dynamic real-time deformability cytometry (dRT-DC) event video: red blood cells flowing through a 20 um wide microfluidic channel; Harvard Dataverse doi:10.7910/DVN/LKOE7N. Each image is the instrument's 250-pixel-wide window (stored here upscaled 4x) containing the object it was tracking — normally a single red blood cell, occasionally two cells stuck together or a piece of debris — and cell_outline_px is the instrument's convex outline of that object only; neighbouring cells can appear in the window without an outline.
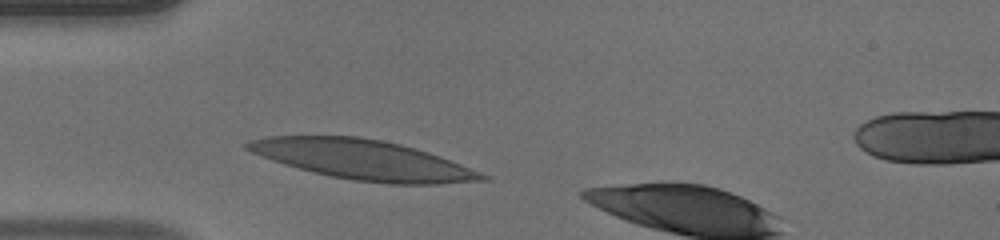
{"species": "human", "species_latin": "Homo sapiens", "temperature_condition": "warm", "stored_images_in_passage": 27, "camera_frame_rate_fps": 3000, "um_per_image_px": 0.085, "donor": {"sex": "male"}, "frame": {"image": 1, "passage_image": 1, "time_ms": 0.0, "image_size_px": [1000, 240], "cell_outline_px": [[488, 180], [440, 184], [388, 184], [352, 180], [332, 176], [284, 164], [272, 160], [252, 152], [244, 148], [244, 144], [248, 140], [268, 136], [360, 136], [384, 140], [400, 144], [440, 156], [480, 172], [488, 176]], "centroid_in_image_um": [30.85, 13.57], "position_along_channel_um": 54.1, "area_um2": 53.93}}
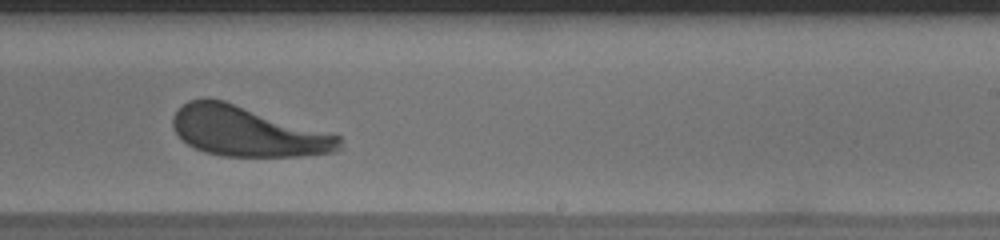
{"frame": {"image": 2, "passage_image": 17, "time_ms": 5.333, "image_size_px": [1000, 240], "cell_outline_px": [[340, 148], [336, 152], [300, 156], [224, 156], [204, 152], [188, 144], [176, 132], [172, 124], [172, 120], [176, 112], [188, 100], [208, 96], [224, 100], [340, 136]], "centroid_in_image_um": [21.0, 11.16], "position_along_channel_um": 268.0, "area_um2": 48.15}}
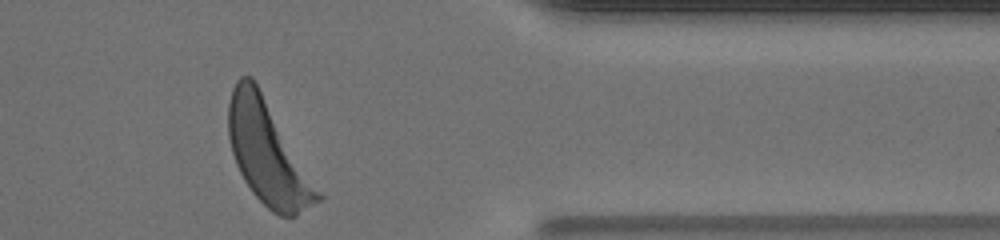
{"frame": {"image": 3, "passage_image": 27, "time_ms": 8.667, "image_size_px": [1000, 240], "cell_outline_px": [[324, 200], [296, 216], [280, 216], [272, 212], [252, 192], [244, 180], [236, 164], [232, 152], [228, 136], [228, 104], [232, 88], [236, 80], [240, 76], [252, 76], [324, 196]], "centroid_in_image_um": [22.77, 13.04], "position_along_channel_um": 388.6, "area_um2": 53.23}, "authors_computed_cell_mechanics": {"area_um2": 49.8814, "velocity_mm_per_s": 4.1554, "shape_relaxation_time_tau1_ms": 2.1557, "shape_relaxation_time_tau2_ms": null, "deformation_change_tau1": 0.1605, "deformation_change_tau2": null}}